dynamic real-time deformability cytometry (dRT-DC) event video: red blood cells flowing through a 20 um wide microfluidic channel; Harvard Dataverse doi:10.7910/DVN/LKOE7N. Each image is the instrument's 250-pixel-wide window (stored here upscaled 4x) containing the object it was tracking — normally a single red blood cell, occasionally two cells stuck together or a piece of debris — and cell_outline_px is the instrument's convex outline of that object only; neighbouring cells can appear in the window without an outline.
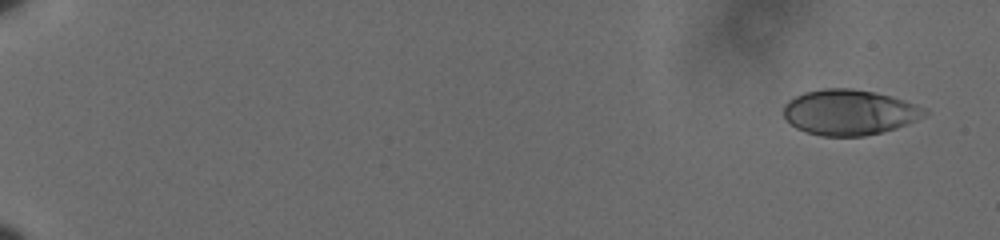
{"species": "human", "species_latin": "Homo sapiens", "temperature_condition": "cold", "stored_images_in_passage": 58, "camera_frame_rate_fps": 3000, "um_per_image_px": 0.085, "donor": {"sex": "male"}, "frame": {"image": 1, "passage_image": 1, "time_ms": 0.0, "image_size_px": [1000, 240], "cell_outline_px": [[928, 112], [924, 116], [908, 124], [896, 128], [864, 136], [820, 136], [804, 132], [796, 128], [784, 116], [784, 104], [788, 100], [804, 92], [824, 88], [852, 88], [876, 92], [892, 96], [928, 108]], "centroid_in_image_um": [72.21, 9.54], "position_along_channel_um": 12.8, "area_um2": 37.57}}
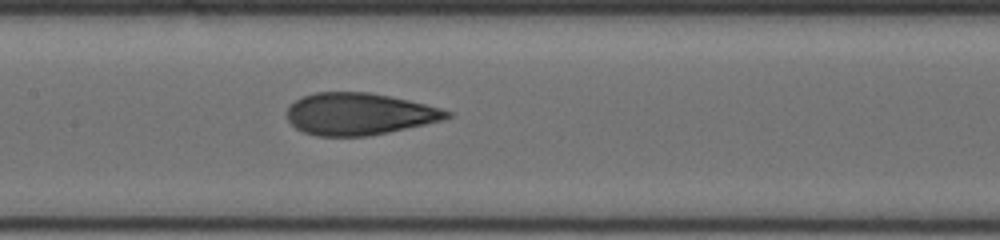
{"frame": {"image": 2, "passage_image": 31, "time_ms": 10.0, "image_size_px": [1000, 240], "cell_outline_px": [[452, 116], [440, 120], [424, 124], [388, 132], [368, 136], [316, 136], [304, 132], [296, 128], [288, 120], [288, 108], [296, 100], [304, 96], [316, 92], [368, 92], [408, 100], [440, 108], [452, 112]], "centroid_in_image_um": [30.51, 9.69], "position_along_channel_um": 176.9, "area_um2": 38.67}}
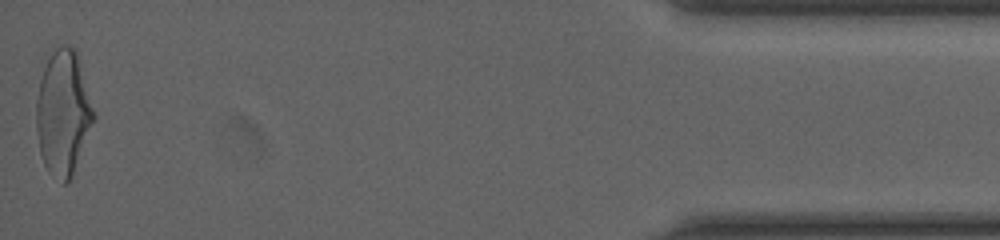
{"frame": {"image": 3, "passage_image": 58, "time_ms": 19.0, "image_size_px": [1000, 240], "cell_outline_px": [[96, 116], [72, 172], [68, 180], [64, 184], [48, 172], [44, 164], [40, 152], [36, 128], [36, 100], [40, 80], [44, 68], [52, 52], [60, 44], [68, 44], [76, 52]], "centroid_in_image_um": [5.34, 9.57], "position_along_channel_um": 429.9, "area_um2": 40.92}, "authors_computed_cell_mechanics": {"area_um2": 39.1306, "velocity_mm_per_s": 3.6144, "shape_relaxation_time_tau1_ms": 5.269, "shape_relaxation_time_tau2_ms": 1.2697, "deformation_change_tau1": 0.1736, "deformation_change_tau2": 0.0807}}